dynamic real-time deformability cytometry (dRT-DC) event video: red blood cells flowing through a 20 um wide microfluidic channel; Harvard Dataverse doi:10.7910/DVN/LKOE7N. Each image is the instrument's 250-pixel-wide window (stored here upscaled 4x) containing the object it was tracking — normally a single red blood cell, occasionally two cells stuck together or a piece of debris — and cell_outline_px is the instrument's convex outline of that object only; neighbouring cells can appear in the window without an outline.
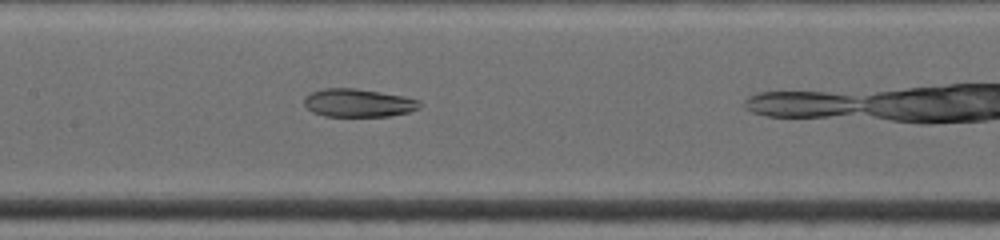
{"species": "common noctule bat (a hibernating species)", "species_latin": "Nyctalus noctula", "temperature_condition": "warm", "stored_images_in_passage": 4, "camera_frame_rate_fps": 4500, "um_per_image_px": 0.085, "animal": {"sex": "female", "body_mass_g": 19.0, "forearm_length_mm": 53.3}, "frame": {"image": 1, "passage_image": 4, "time_ms": 2.667, "image_size_px": [1000, 240], "cell_outline_px": [[420, 108], [408, 112], [388, 116], [324, 116], [312, 112], [304, 104], [304, 96], [312, 92], [324, 88], [356, 88], [404, 96], [420, 100]], "centroid_in_image_um": [30.44, 8.74], "position_along_channel_um": 177.0, "area_um2": 18.96}}